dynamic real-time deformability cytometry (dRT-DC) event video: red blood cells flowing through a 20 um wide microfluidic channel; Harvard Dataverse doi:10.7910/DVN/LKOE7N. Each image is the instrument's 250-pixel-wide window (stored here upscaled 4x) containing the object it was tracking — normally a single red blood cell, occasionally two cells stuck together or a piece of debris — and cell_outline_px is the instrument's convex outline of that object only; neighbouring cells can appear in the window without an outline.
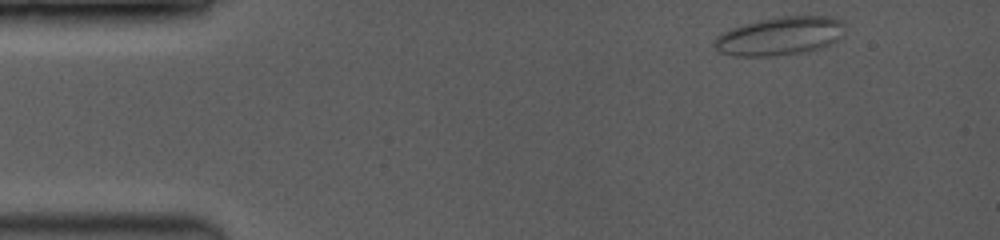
{"species": "common noctule bat (a hibernating species)", "species_latin": "Nyctalus noctula", "temperature_condition": "room temperature", "stored_images_in_passage": 8, "camera_frame_rate_fps": 3500, "um_per_image_px": 0.085, "animal": {"sex": "female", "body_mass_g": 19.0, "forearm_length_mm": 53.3}, "frame": {"image": 1, "passage_image": 1, "time_ms": 0.0, "image_size_px": [1000, 240], "cell_outline_px": [[844, 36], [820, 48], [808, 52], [776, 56], [732, 56], [720, 52], [712, 48], [712, 44], [716, 36], [732, 28], [744, 24], [784, 16], [828, 16], [844, 20]], "centroid_in_image_um": [66.3, 3.08], "position_along_channel_um": 18.7, "area_um2": 29.42}}
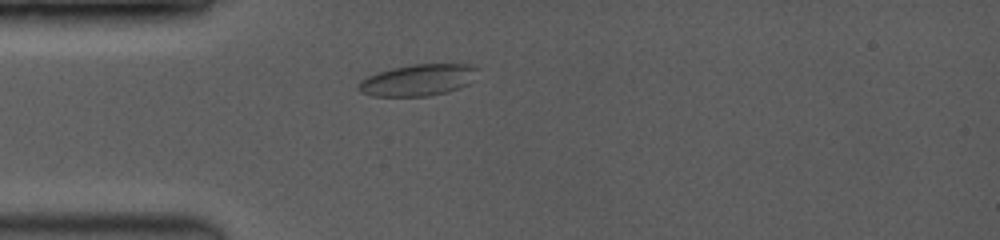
{"frame": {"image": 2, "passage_image": 6, "time_ms": 2.857, "image_size_px": [1000, 240], "cell_outline_px": [[480, 68], [468, 84], [460, 88], [448, 92], [428, 96], [372, 96], [360, 92], [356, 88], [360, 80], [368, 76], [392, 68], [412, 64], [468, 64]], "centroid_in_image_um": [35.52, 6.81], "position_along_channel_um": 49.5, "area_um2": 21.96}}
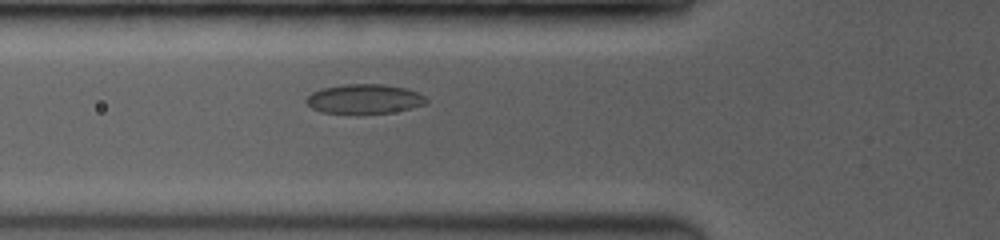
{"frame": {"image": 3, "passage_image": 8, "time_ms": 4.286, "image_size_px": [1000, 240], "cell_outline_px": [[428, 104], [388, 112], [348, 116], [320, 112], [312, 108], [304, 100], [312, 92], [320, 88], [340, 84], [380, 84], [408, 88], [424, 96], [428, 100]], "centroid_in_image_um": [30.9, 8.43], "position_along_channel_um": 94.9, "area_um2": 21.27}}